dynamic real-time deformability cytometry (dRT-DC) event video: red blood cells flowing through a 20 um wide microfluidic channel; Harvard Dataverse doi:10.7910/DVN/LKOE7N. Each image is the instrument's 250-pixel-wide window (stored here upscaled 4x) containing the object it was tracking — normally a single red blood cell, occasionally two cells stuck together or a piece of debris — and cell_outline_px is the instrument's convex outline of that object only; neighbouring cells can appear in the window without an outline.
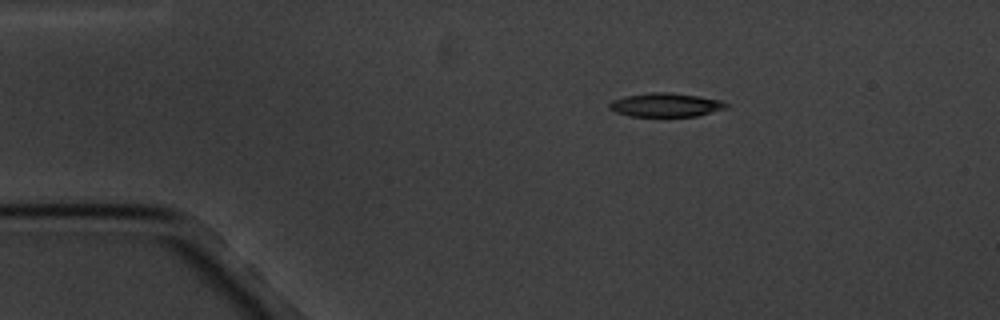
{"species": "common noctule bat (a hibernating species)", "species_latin": "Nyctalus noctula", "temperature_condition": "cold", "stored_images_in_passage": 4, "segment_of_instrument_passage": [1, 2], "camera_frame_rate_fps": 3000, "um_per_image_px": 0.085, "animal": {"sex": "male", "body_mass_g": 20.1, "forearm_length_mm": 53.5}, "frame": {"image": 1, "passage_image": 1, "time_ms": 0.0, "image_size_px": [1000, 320], "cell_outline_px": [[728, 108], [696, 116], [632, 116], [616, 112], [608, 108], [608, 104], [612, 100], [624, 96], [648, 92], [672, 92], [700, 96], [720, 100], [728, 104]], "centroid_in_image_um": [56.58, 8.9], "position_along_channel_um": 28.4, "area_um2": 16.3}}